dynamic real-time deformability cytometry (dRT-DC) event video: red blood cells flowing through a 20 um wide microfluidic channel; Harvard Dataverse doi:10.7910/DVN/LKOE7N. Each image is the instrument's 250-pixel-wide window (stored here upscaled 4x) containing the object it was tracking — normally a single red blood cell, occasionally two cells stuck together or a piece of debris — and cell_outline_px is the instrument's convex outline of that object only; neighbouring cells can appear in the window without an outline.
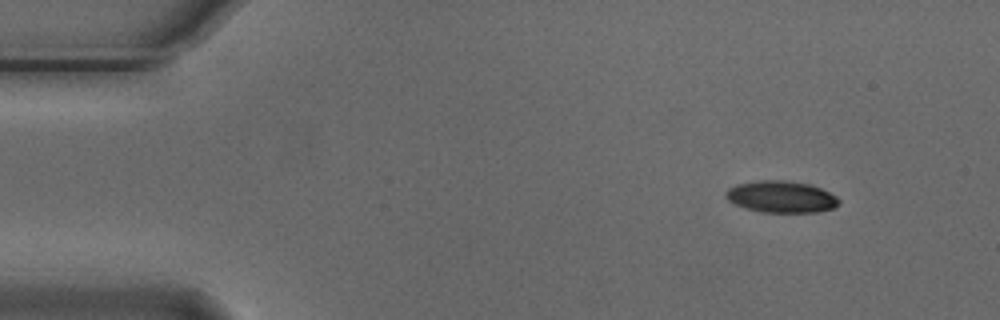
{"species": "Egyptian fruit bat (a non-hibernating species)", "species_latin": "Rousettus aegyptiacus", "temperature_condition": "cold", "stored_images_in_passage": 4, "camera_frame_rate_fps": 3000, "um_per_image_px": 0.085, "animal": {"sex": "male"}, "frame": {"image": 1, "passage_image": 1, "time_ms": 0.0, "image_size_px": [1000, 320], "cell_outline_px": [[840, 204], [836, 208], [816, 212], [764, 212], [744, 208], [728, 200], [724, 196], [724, 192], [728, 188], [736, 184], [760, 180], [784, 180], [808, 184], [820, 188], [836, 196], [840, 200]], "centroid_in_image_um": [66.4, 16.73], "position_along_channel_um": 18.6, "area_um2": 20.98}}
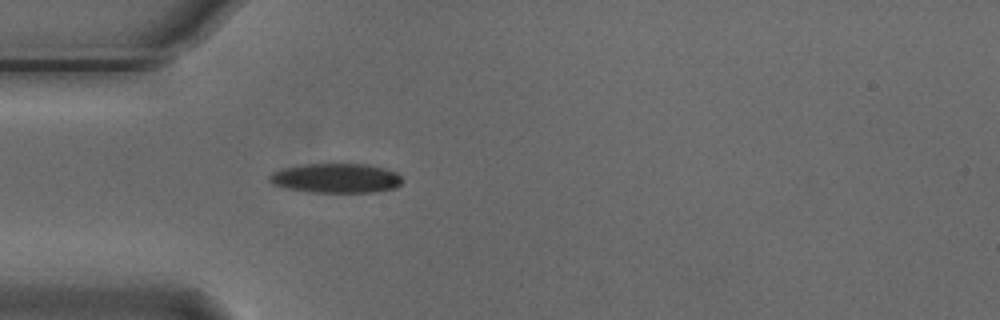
{"frame": {"image": 2, "passage_image": 4, "time_ms": 1.0, "image_size_px": [1000, 320], "cell_outline_px": [[400, 184], [396, 188], [376, 192], [304, 192], [284, 188], [272, 184], [268, 180], [268, 176], [272, 172], [284, 168], [304, 164], [364, 164], [384, 168], [396, 172], [400, 176]], "centroid_in_image_um": [28.51, 15.15], "position_along_channel_um": 56.5, "area_um2": 22.95}}